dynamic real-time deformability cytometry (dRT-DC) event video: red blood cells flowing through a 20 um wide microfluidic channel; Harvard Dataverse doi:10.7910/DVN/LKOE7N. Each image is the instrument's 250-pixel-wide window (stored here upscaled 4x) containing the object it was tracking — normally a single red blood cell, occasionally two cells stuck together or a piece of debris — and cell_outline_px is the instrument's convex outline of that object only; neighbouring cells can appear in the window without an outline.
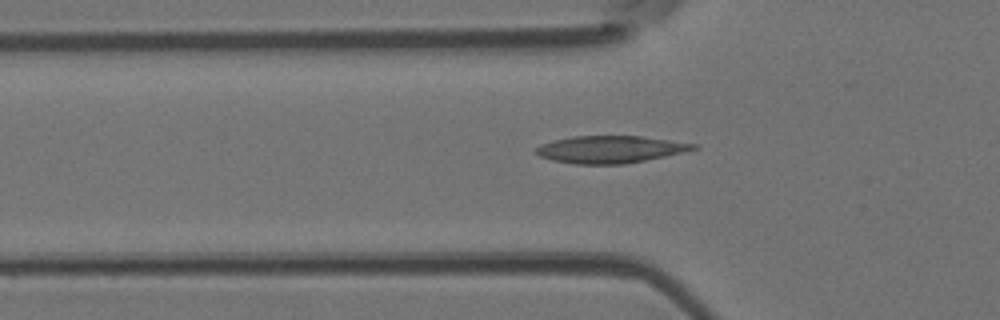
{"species": "Egyptian fruit bat (a non-hibernating species)", "species_latin": "Rousettus aegyptiacus", "temperature_condition": "room temperature", "stored_images_in_passage": 48, "camera_frame_rate_fps": 3000, "um_per_image_px": 0.085, "animal": {"sex": "female"}, "frame": {"image": 1, "passage_image": 16, "time_ms": 5.0, "image_size_px": [1000, 320], "cell_outline_px": [[700, 148], [664, 156], [624, 164], [576, 164], [552, 160], [540, 156], [536, 152], [536, 148], [540, 144], [572, 136], [640, 136], [696, 144]], "centroid_in_image_um": [51.85, 12.69], "position_along_channel_um": 73.9, "area_um2": 24.62}}
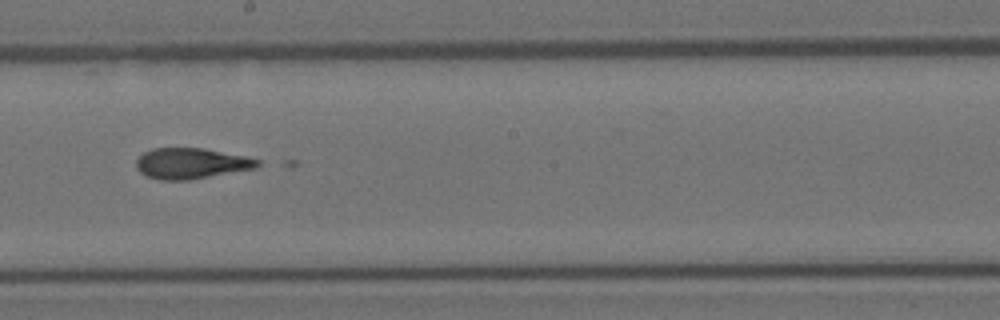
{"frame": {"image": 2, "passage_image": 28, "time_ms": 9.0, "image_size_px": [1000, 320], "cell_outline_px": [[260, 164], [256, 168], [188, 180], [160, 180], [144, 176], [136, 168], [136, 160], [144, 152], [152, 148], [204, 148], [244, 156], [260, 160]], "centroid_in_image_um": [16.21, 13.89], "position_along_channel_um": 232.0, "area_um2": 21.73}}
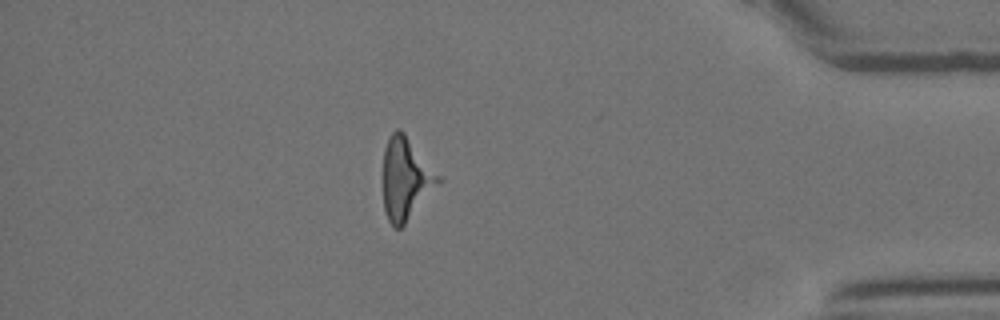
{"frame": {"image": 3, "passage_image": 44, "time_ms": 14.333, "image_size_px": [1000, 320], "cell_outline_px": [[444, 180], [404, 224], [400, 228], [392, 228], [384, 212], [384, 148], [392, 132], [396, 128], [400, 128], [404, 132]], "centroid_in_image_um": [34.51, 15.2], "position_along_channel_um": 400.7, "area_um2": 26.41}}